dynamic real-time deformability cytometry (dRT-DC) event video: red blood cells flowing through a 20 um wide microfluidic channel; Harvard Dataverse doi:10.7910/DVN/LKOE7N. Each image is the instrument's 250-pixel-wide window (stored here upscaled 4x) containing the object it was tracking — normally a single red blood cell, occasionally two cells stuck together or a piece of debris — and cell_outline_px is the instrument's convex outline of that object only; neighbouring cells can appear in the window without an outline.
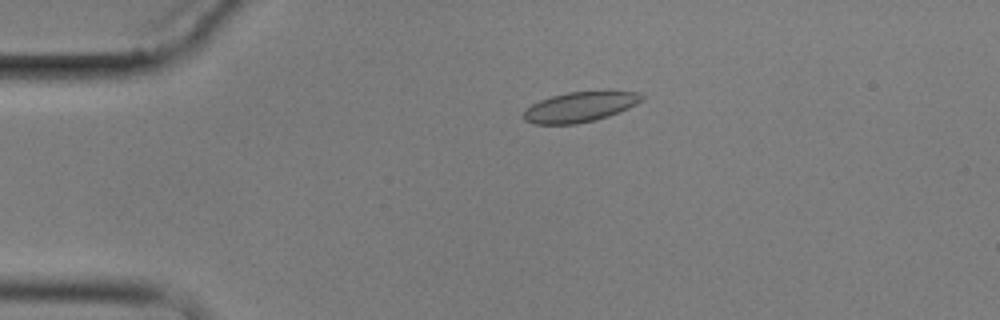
{"species": "common noctule bat (a hibernating species)", "species_latin": "Nyctalus noctula", "temperature_condition": "cold", "stored_images_in_passage": 3, "camera_frame_rate_fps": 3000, "um_per_image_px": 0.085, "animal": {"sex": "male", "body_mass_g": 17.9}, "frame": {"image": 1, "passage_image": 1, "time_ms": 0.0, "image_size_px": [1000, 320], "cell_outline_px": [[644, 100], [628, 108], [608, 116], [576, 124], [536, 124], [524, 120], [524, 112], [532, 104], [540, 100], [552, 96], [568, 92], [636, 92], [644, 96]], "centroid_in_image_um": [49.28, 9.1], "position_along_channel_um": 35.7, "area_um2": 20.23}}
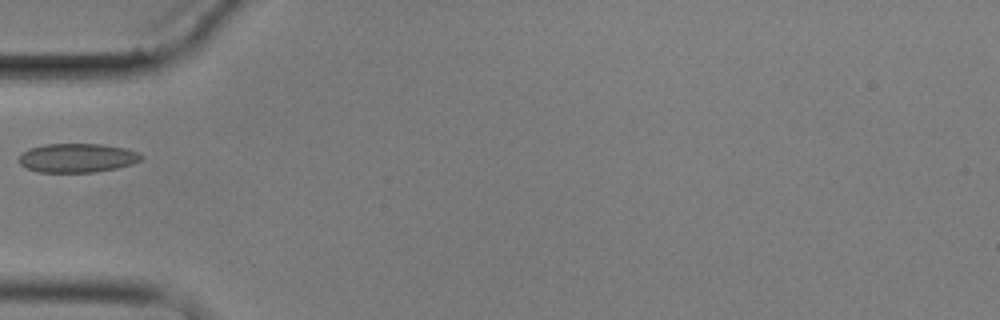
{"frame": {"image": 2, "passage_image": 3, "time_ms": 2.333, "image_size_px": [1000, 320], "cell_outline_px": [[144, 156], [140, 160], [132, 164], [116, 168], [96, 172], [40, 172], [28, 168], [20, 164], [20, 156], [28, 148], [44, 144], [104, 144], [124, 148], [140, 152]], "centroid_in_image_um": [6.6, 13.41], "position_along_channel_um": 78.4, "area_um2": 20.63}}